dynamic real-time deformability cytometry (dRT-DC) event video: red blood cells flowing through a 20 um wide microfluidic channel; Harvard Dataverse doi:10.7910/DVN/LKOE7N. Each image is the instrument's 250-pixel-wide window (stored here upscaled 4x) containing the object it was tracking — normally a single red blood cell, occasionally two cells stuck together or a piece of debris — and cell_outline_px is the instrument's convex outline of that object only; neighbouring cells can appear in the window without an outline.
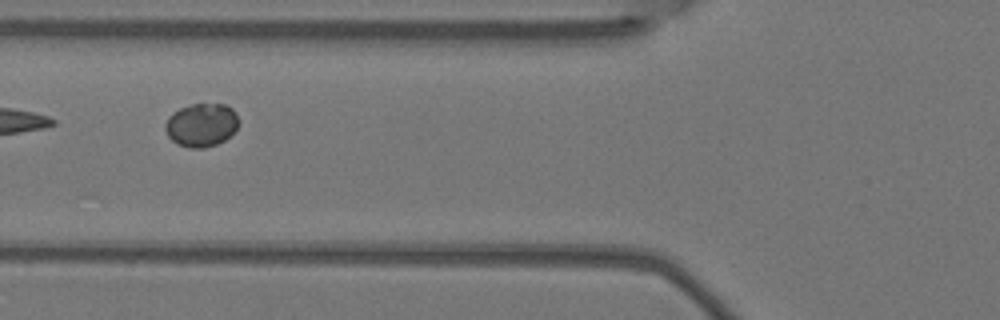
{"species": "Egyptian fruit bat (a non-hibernating species)", "species_latin": "Rousettus aegyptiacus", "temperature_condition": "warm", "stored_images_in_passage": 4, "camera_frame_rate_fps": 3000, "um_per_image_px": 0.085, "animal": {"sex": "female"}, "frame": {"image": 1, "passage_image": 4, "time_ms": 1.0, "image_size_px": [1000, 320], "cell_outline_px": [[240, 120], [236, 128], [224, 140], [216, 144], [204, 148], [188, 148], [176, 144], [168, 136], [164, 128], [164, 124], [168, 116], [172, 112], [188, 104], [224, 104], [232, 108], [236, 112]], "centroid_in_image_um": [17.09, 10.61], "position_along_channel_um": 108.7, "area_um2": 18.79}}